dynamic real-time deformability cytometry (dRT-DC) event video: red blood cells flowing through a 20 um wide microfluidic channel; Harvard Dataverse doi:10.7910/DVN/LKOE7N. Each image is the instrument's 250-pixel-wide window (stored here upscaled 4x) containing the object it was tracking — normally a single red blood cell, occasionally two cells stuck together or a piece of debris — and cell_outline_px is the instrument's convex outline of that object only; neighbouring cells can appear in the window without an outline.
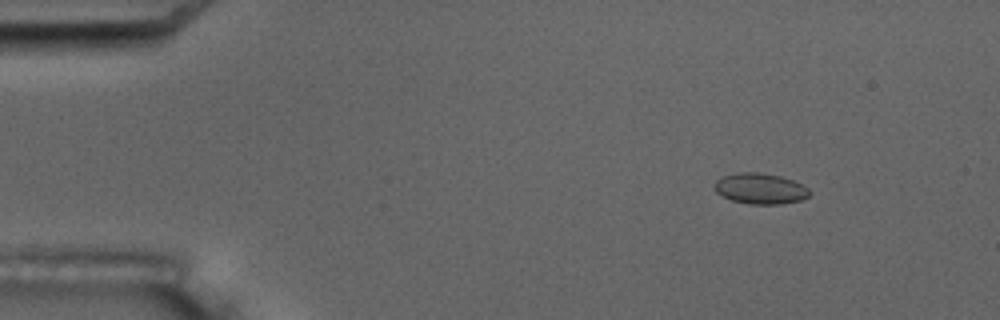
{"species": "common noctule bat (a hibernating species)", "species_latin": "Nyctalus noctula", "temperature_condition": "room temperature", "stored_images_in_passage": 6, "camera_frame_rate_fps": 3000, "um_per_image_px": 0.085, "animal": {"sex": "male", "body_mass_g": 17.5, "forearm_length_mm": 52.3}, "frame": {"image": 1, "passage_image": 3, "time_ms": 2.0, "image_size_px": [1000, 320], "cell_outline_px": [[808, 196], [800, 200], [780, 204], [748, 204], [732, 200], [716, 192], [712, 184], [720, 176], [740, 172], [760, 172], [780, 176], [792, 180], [808, 188]], "centroid_in_image_um": [64.56, 16.02], "position_along_channel_um": 20.4, "area_um2": 16.99}}
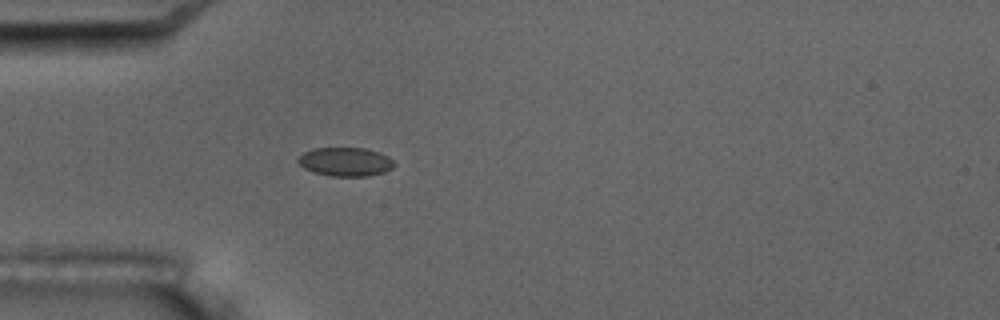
{"frame": {"image": 2, "passage_image": 6, "time_ms": 5.333, "image_size_px": [1000, 320], "cell_outline_px": [[396, 164], [392, 168], [384, 172], [368, 176], [332, 176], [312, 172], [304, 168], [296, 160], [304, 152], [312, 148], [364, 148], [380, 152], [388, 156]], "centroid_in_image_um": [29.36, 13.75], "position_along_channel_um": 55.6, "area_um2": 16.18}}